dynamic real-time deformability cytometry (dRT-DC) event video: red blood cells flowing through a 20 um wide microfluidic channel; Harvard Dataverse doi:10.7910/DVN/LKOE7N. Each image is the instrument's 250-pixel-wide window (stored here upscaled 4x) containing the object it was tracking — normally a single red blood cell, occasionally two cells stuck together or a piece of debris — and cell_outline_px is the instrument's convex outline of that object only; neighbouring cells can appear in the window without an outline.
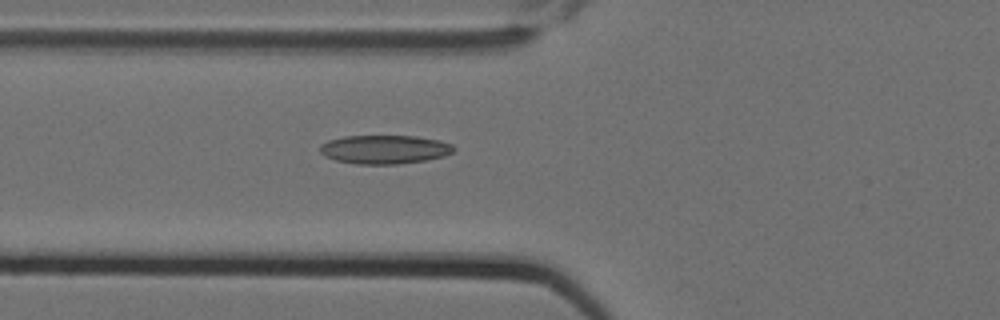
{"species": "Egyptian fruit bat (a non-hibernating species)", "species_latin": "Rousettus aegyptiacus", "temperature_condition": "cold", "stored_images_in_passage": 7, "camera_frame_rate_fps": 3000, "um_per_image_px": 0.085, "animal": {"sex": "female"}, "frame": {"image": 1, "passage_image": 7, "time_ms": 2.0, "image_size_px": [1000, 320], "cell_outline_px": [[456, 148], [452, 152], [444, 156], [424, 160], [396, 164], [356, 164], [336, 160], [324, 156], [320, 152], [320, 144], [328, 140], [344, 136], [416, 136], [440, 140], [452, 144]], "centroid_in_image_um": [32.68, 12.69], "position_along_channel_um": 93.1, "area_um2": 22.43}}